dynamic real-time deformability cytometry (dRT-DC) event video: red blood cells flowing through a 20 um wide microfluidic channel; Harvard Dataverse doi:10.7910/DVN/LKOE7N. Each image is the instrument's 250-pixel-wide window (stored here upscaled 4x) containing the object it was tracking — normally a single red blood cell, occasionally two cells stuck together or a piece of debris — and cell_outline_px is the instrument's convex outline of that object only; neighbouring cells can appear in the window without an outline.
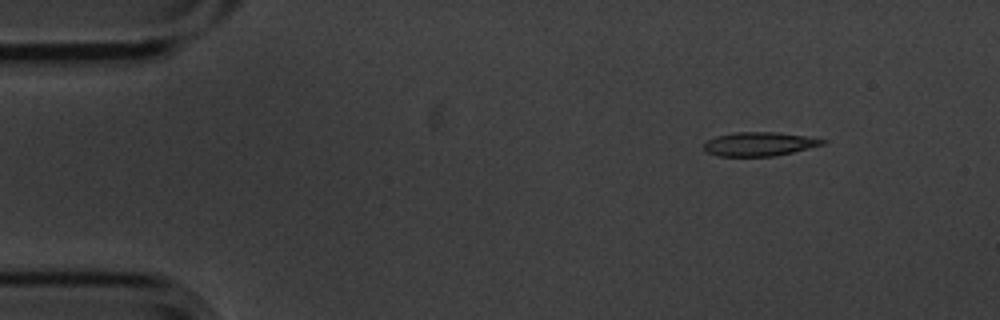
{"species": "common noctule bat (a hibernating species)", "species_latin": "Nyctalus noctula", "temperature_condition": "cold", "stored_images_in_passage": 6, "camera_frame_rate_fps": 3000, "um_per_image_px": 0.085, "animal": {"sex": "male", "body_mass_g": 20.1, "forearm_length_mm": 53.5}, "frame": {"image": 1, "passage_image": 2, "time_ms": 0.333, "image_size_px": [1000, 320], "cell_outline_px": [[828, 140], [824, 144], [792, 152], [772, 156], [720, 156], [708, 152], [704, 148], [704, 144], [708, 140], [716, 136], [736, 132], [776, 132], [804, 136]], "centroid_in_image_um": [64.54, 12.24], "position_along_channel_um": 20.5, "area_um2": 16.24}}
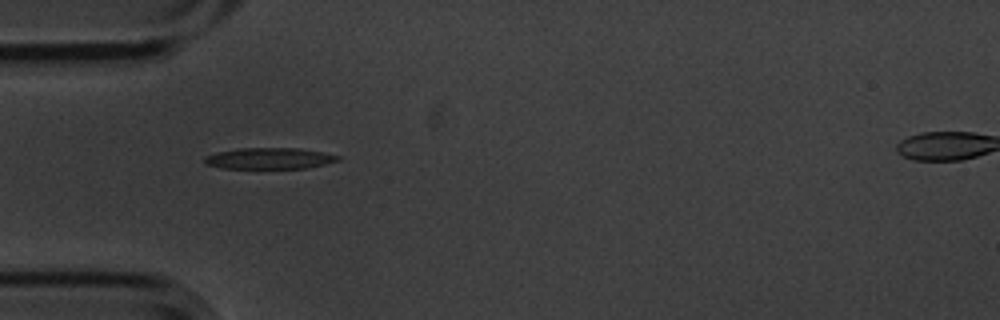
{"frame": {"image": 2, "passage_image": 5, "time_ms": 1.333, "image_size_px": [1000, 320], "cell_outline_px": [[340, 160], [308, 168], [224, 168], [204, 164], [204, 156], [216, 152], [240, 148], [300, 148], [324, 152], [340, 156]], "centroid_in_image_um": [22.9, 13.46], "position_along_channel_um": 62.1, "area_um2": 16.53}}
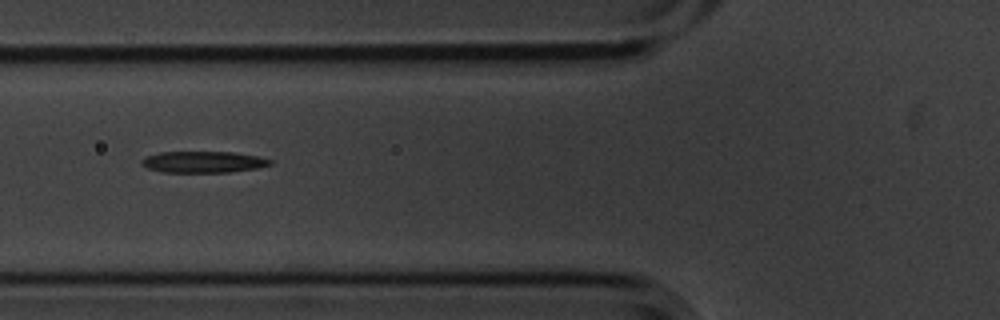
{"frame": {"image": 3, "passage_image": 6, "time_ms": 1.667, "image_size_px": [1000, 320], "cell_outline_px": [[272, 164], [256, 168], [228, 172], [164, 172], [148, 168], [140, 164], [140, 160], [144, 156], [160, 152], [236, 152], [260, 156], [272, 160]], "centroid_in_image_um": [17.26, 13.75], "position_along_channel_um": 108.5, "area_um2": 16.13}}